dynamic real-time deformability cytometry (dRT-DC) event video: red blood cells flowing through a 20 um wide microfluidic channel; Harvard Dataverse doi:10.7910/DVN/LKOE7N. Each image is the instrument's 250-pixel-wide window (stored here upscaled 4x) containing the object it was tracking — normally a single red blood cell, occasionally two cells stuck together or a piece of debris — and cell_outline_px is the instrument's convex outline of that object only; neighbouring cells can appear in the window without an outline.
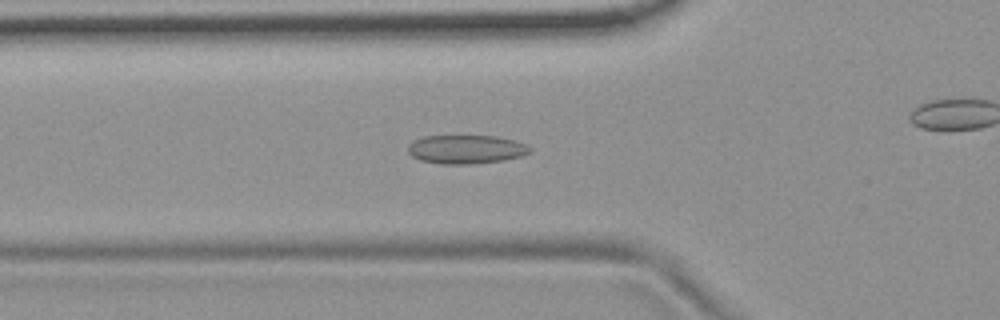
{"species": "common noctule bat (a hibernating species)", "species_latin": "Nyctalus noctula", "temperature_condition": "room temperature", "stored_images_in_passage": 55, "camera_frame_rate_fps": 3000, "um_per_image_px": 0.085, "animal": {"sex": "female", "body_mass_g": 19.9}, "frame": {"image": 1, "passage_image": 19, "time_ms": 6.0, "image_size_px": [1000, 320], "cell_outline_px": [[532, 148], [528, 152], [520, 156], [504, 160], [468, 164], [444, 164], [420, 160], [412, 156], [408, 152], [408, 144], [424, 136], [496, 136], [512, 140], [524, 144]], "centroid_in_image_um": [39.58, 12.69], "position_along_channel_um": 86.2, "area_um2": 20.11}}
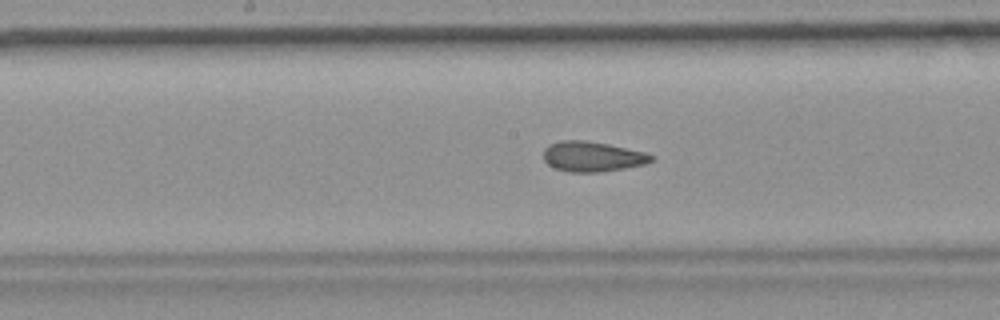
{"frame": {"image": 2, "passage_image": 28, "time_ms": 9.0, "image_size_px": [1000, 320], "cell_outline_px": [[656, 160], [644, 164], [624, 168], [600, 172], [568, 172], [556, 168], [548, 164], [544, 160], [544, 148], [548, 144], [560, 140], [584, 140], [608, 144], [644, 152], [656, 156]], "centroid_in_image_um": [50.36, 13.3], "position_along_channel_um": 197.8, "area_um2": 19.02}}
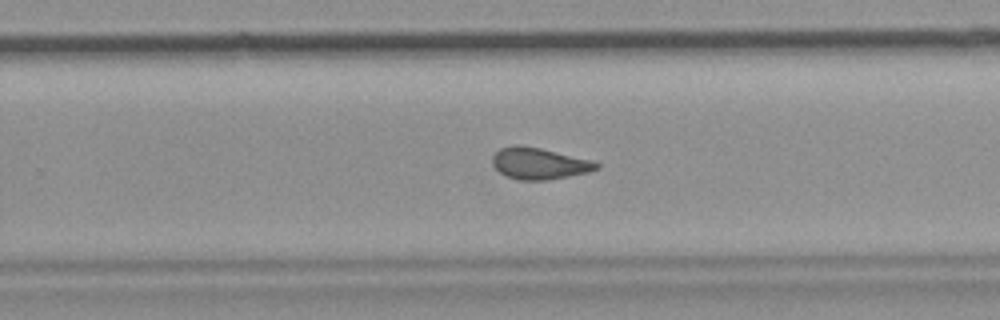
{"frame": {"image": 3, "passage_image": 35, "time_ms": 11.333, "image_size_px": [1000, 320], "cell_outline_px": [[600, 168], [588, 172], [568, 176], [544, 180], [516, 180], [504, 176], [492, 164], [492, 156], [500, 148], [516, 144], [520, 144], [540, 148], [592, 160], [600, 164]], "centroid_in_image_um": [45.8, 13.89], "position_along_channel_um": 284.0, "area_um2": 19.19}, "authors_computed_cell_mechanics": {"area_um2": 19.5364, "velocity_mm_per_s": 3.7103, "shape_relaxation_time_tau1_ms": 10.0369, "shape_relaxation_time_tau2_ms": 1.9547, "deformation_change_tau1": 0.1564, "deformation_change_tau2": 0.0641}}